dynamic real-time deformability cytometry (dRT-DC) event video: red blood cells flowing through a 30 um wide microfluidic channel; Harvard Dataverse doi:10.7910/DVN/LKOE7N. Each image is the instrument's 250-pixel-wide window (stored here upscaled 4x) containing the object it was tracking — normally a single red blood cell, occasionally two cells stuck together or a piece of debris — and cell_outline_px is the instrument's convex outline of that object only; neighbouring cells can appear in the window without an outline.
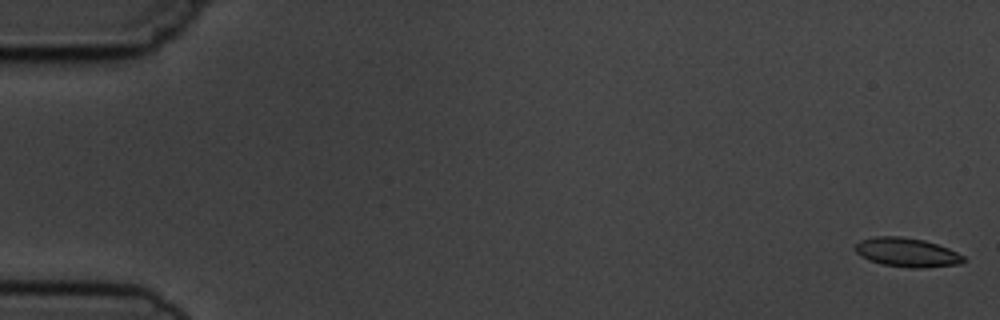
{"species": "common noctule bat (a hibernating species)", "species_latin": "Nyctalus noctula", "temperature_condition": "cold", "stored_images_in_passage": 11, "camera_frame_rate_fps": 3000, "um_per_image_px": 0.085, "animal": {"sex": "male", "body_mass_g": 19.5, "forearm_length_mm": 54.6}, "frame": {"image": 1, "passage_image": 1, "time_ms": 0.0, "image_size_px": [1000, 320], "cell_outline_px": [[964, 260], [960, 264], [920, 268], [908, 268], [880, 264], [868, 260], [860, 256], [856, 252], [856, 244], [860, 240], [876, 236], [900, 236], [924, 240], [948, 248], [964, 256]], "centroid_in_image_um": [77.06, 21.46], "position_along_channel_um": 7.9, "area_um2": 18.32}}
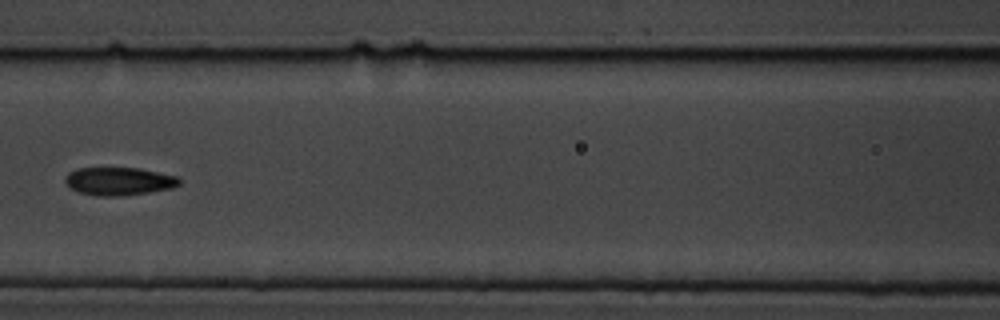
{"frame": {"image": 2, "passage_image": 7, "time_ms": 8.0, "image_size_px": [1000, 320], "cell_outline_px": [[180, 184], [172, 188], [148, 192], [120, 196], [96, 196], [80, 192], [72, 188], [64, 180], [64, 176], [68, 172], [76, 168], [140, 168], [180, 176]], "centroid_in_image_um": [10.13, 15.39], "position_along_channel_um": 156.5, "area_um2": 18.73}}
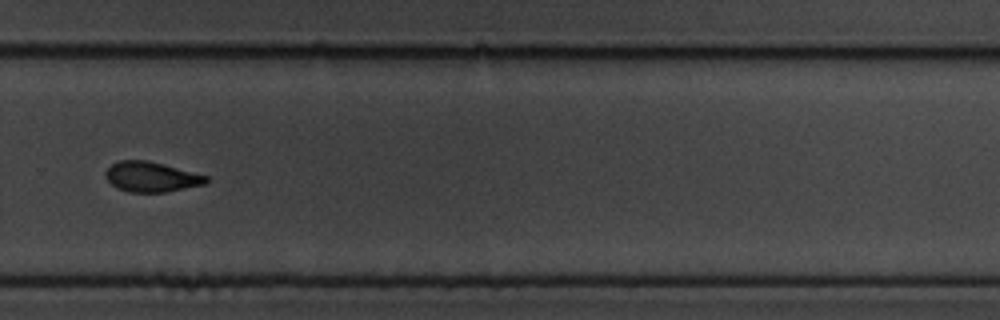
{"frame": {"image": 3, "passage_image": 11, "time_ms": 12.333, "image_size_px": [1000, 320], "cell_outline_px": [[208, 180], [204, 184], [164, 192], [128, 192], [116, 188], [104, 176], [104, 172], [112, 164], [120, 160], [148, 160], [164, 164], [208, 176]], "centroid_in_image_um": [12.82, 15.02], "position_along_channel_um": 317.0, "area_um2": 17.57}}